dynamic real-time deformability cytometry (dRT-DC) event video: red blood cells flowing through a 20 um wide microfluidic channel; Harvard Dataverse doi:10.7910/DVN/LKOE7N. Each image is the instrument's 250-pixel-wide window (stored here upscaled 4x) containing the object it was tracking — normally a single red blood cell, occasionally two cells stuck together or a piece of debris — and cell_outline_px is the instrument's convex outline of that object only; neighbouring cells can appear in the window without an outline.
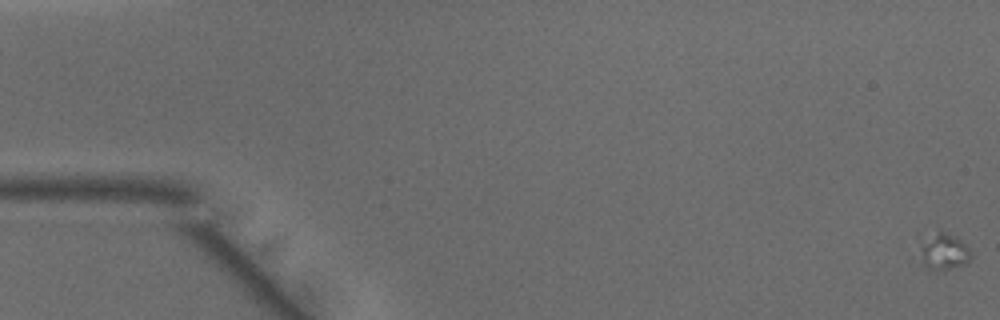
{"species": "common noctule bat (a hibernating species)", "species_latin": "Nyctalus noctula", "temperature_condition": "warm", "stored_images_in_passage": 15, "camera_frame_rate_fps": 3000, "um_per_image_px": 0.085, "animal": {"sex": "male", "body_mass_g": 15.6}, "frame": {"image": 1, "passage_image": 1, "time_ms": 0.0, "image_size_px": [1000, 320], "cell_outline_px": [[972, 256], [968, 264], [948, 268], [928, 268], [920, 264], [920, 244], [940, 228], [960, 240], [972, 252]], "centroid_in_image_um": [80.22, 21.37], "position_along_channel_um": 4.8, "area_um2": 10.81}}